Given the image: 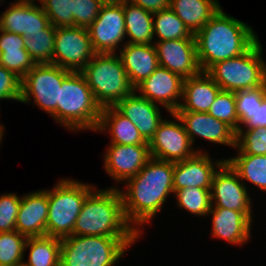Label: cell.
I'll list each match as a JSON object with an SVG mask.
<instances>
[{
    "label": "cell",
    "instance_id": "obj_1",
    "mask_svg": "<svg viewBox=\"0 0 266 266\" xmlns=\"http://www.w3.org/2000/svg\"><path fill=\"white\" fill-rule=\"evenodd\" d=\"M174 167L173 162L151 158L137 175L126 180L127 191L120 190L126 220L140 235L137 226L150 222L174 192Z\"/></svg>",
    "mask_w": 266,
    "mask_h": 266
},
{
    "label": "cell",
    "instance_id": "obj_2",
    "mask_svg": "<svg viewBox=\"0 0 266 266\" xmlns=\"http://www.w3.org/2000/svg\"><path fill=\"white\" fill-rule=\"evenodd\" d=\"M194 37L197 60L203 72L217 62L240 56L258 40L250 26L221 8Z\"/></svg>",
    "mask_w": 266,
    "mask_h": 266
},
{
    "label": "cell",
    "instance_id": "obj_3",
    "mask_svg": "<svg viewBox=\"0 0 266 266\" xmlns=\"http://www.w3.org/2000/svg\"><path fill=\"white\" fill-rule=\"evenodd\" d=\"M94 189L85 199L73 235L139 237L124 215L120 189Z\"/></svg>",
    "mask_w": 266,
    "mask_h": 266
},
{
    "label": "cell",
    "instance_id": "obj_4",
    "mask_svg": "<svg viewBox=\"0 0 266 266\" xmlns=\"http://www.w3.org/2000/svg\"><path fill=\"white\" fill-rule=\"evenodd\" d=\"M101 106L95 100L82 72H70L62 82L57 104V122L70 130L96 131Z\"/></svg>",
    "mask_w": 266,
    "mask_h": 266
},
{
    "label": "cell",
    "instance_id": "obj_5",
    "mask_svg": "<svg viewBox=\"0 0 266 266\" xmlns=\"http://www.w3.org/2000/svg\"><path fill=\"white\" fill-rule=\"evenodd\" d=\"M138 238L71 235L61 240L60 266H113Z\"/></svg>",
    "mask_w": 266,
    "mask_h": 266
},
{
    "label": "cell",
    "instance_id": "obj_6",
    "mask_svg": "<svg viewBox=\"0 0 266 266\" xmlns=\"http://www.w3.org/2000/svg\"><path fill=\"white\" fill-rule=\"evenodd\" d=\"M117 55L96 53L81 71L101 108L115 106L135 91Z\"/></svg>",
    "mask_w": 266,
    "mask_h": 266
},
{
    "label": "cell",
    "instance_id": "obj_7",
    "mask_svg": "<svg viewBox=\"0 0 266 266\" xmlns=\"http://www.w3.org/2000/svg\"><path fill=\"white\" fill-rule=\"evenodd\" d=\"M94 186L70 179H61L53 190H46L49 212L46 235L64 240L73 235V228L86 197Z\"/></svg>",
    "mask_w": 266,
    "mask_h": 266
},
{
    "label": "cell",
    "instance_id": "obj_8",
    "mask_svg": "<svg viewBox=\"0 0 266 266\" xmlns=\"http://www.w3.org/2000/svg\"><path fill=\"white\" fill-rule=\"evenodd\" d=\"M259 39L240 56L217 62L206 73L223 91L237 92L266 86V63Z\"/></svg>",
    "mask_w": 266,
    "mask_h": 266
},
{
    "label": "cell",
    "instance_id": "obj_9",
    "mask_svg": "<svg viewBox=\"0 0 266 266\" xmlns=\"http://www.w3.org/2000/svg\"><path fill=\"white\" fill-rule=\"evenodd\" d=\"M71 71L54 64H36L23 78L20 102L29 103L34 97L36 106L57 121V104L62 82Z\"/></svg>",
    "mask_w": 266,
    "mask_h": 266
},
{
    "label": "cell",
    "instance_id": "obj_10",
    "mask_svg": "<svg viewBox=\"0 0 266 266\" xmlns=\"http://www.w3.org/2000/svg\"><path fill=\"white\" fill-rule=\"evenodd\" d=\"M96 53L87 28L57 27L53 64L72 72H81Z\"/></svg>",
    "mask_w": 266,
    "mask_h": 266
},
{
    "label": "cell",
    "instance_id": "obj_11",
    "mask_svg": "<svg viewBox=\"0 0 266 266\" xmlns=\"http://www.w3.org/2000/svg\"><path fill=\"white\" fill-rule=\"evenodd\" d=\"M170 114L177 122L163 119L148 145L151 158L176 163L194 156L201 150H193L182 121L175 113Z\"/></svg>",
    "mask_w": 266,
    "mask_h": 266
},
{
    "label": "cell",
    "instance_id": "obj_12",
    "mask_svg": "<svg viewBox=\"0 0 266 266\" xmlns=\"http://www.w3.org/2000/svg\"><path fill=\"white\" fill-rule=\"evenodd\" d=\"M215 171L211 184L212 208L251 214V197L238 173L225 160Z\"/></svg>",
    "mask_w": 266,
    "mask_h": 266
},
{
    "label": "cell",
    "instance_id": "obj_13",
    "mask_svg": "<svg viewBox=\"0 0 266 266\" xmlns=\"http://www.w3.org/2000/svg\"><path fill=\"white\" fill-rule=\"evenodd\" d=\"M87 30L95 53H115L126 37L123 3L102 6L98 17Z\"/></svg>",
    "mask_w": 266,
    "mask_h": 266
},
{
    "label": "cell",
    "instance_id": "obj_14",
    "mask_svg": "<svg viewBox=\"0 0 266 266\" xmlns=\"http://www.w3.org/2000/svg\"><path fill=\"white\" fill-rule=\"evenodd\" d=\"M183 82L184 79L180 75L159 65L135 91L152 103L163 105L168 112L175 113L182 99Z\"/></svg>",
    "mask_w": 266,
    "mask_h": 266
},
{
    "label": "cell",
    "instance_id": "obj_15",
    "mask_svg": "<svg viewBox=\"0 0 266 266\" xmlns=\"http://www.w3.org/2000/svg\"><path fill=\"white\" fill-rule=\"evenodd\" d=\"M158 63L183 79L201 72L195 38L155 41Z\"/></svg>",
    "mask_w": 266,
    "mask_h": 266
},
{
    "label": "cell",
    "instance_id": "obj_16",
    "mask_svg": "<svg viewBox=\"0 0 266 266\" xmlns=\"http://www.w3.org/2000/svg\"><path fill=\"white\" fill-rule=\"evenodd\" d=\"M104 155L105 170L117 183L137 175L151 159L149 145L110 144Z\"/></svg>",
    "mask_w": 266,
    "mask_h": 266
},
{
    "label": "cell",
    "instance_id": "obj_17",
    "mask_svg": "<svg viewBox=\"0 0 266 266\" xmlns=\"http://www.w3.org/2000/svg\"><path fill=\"white\" fill-rule=\"evenodd\" d=\"M36 0H18L10 4L0 17V30L15 34L42 32L50 20L42 7L33 3Z\"/></svg>",
    "mask_w": 266,
    "mask_h": 266
},
{
    "label": "cell",
    "instance_id": "obj_18",
    "mask_svg": "<svg viewBox=\"0 0 266 266\" xmlns=\"http://www.w3.org/2000/svg\"><path fill=\"white\" fill-rule=\"evenodd\" d=\"M224 161L225 159L212 163L208 154L197 152L190 158L176 162L173 173L174 191L192 187L211 189L216 170L214 167L218 168Z\"/></svg>",
    "mask_w": 266,
    "mask_h": 266
},
{
    "label": "cell",
    "instance_id": "obj_19",
    "mask_svg": "<svg viewBox=\"0 0 266 266\" xmlns=\"http://www.w3.org/2000/svg\"><path fill=\"white\" fill-rule=\"evenodd\" d=\"M175 114L182 121L192 145L194 136H200L215 144L219 143L235 148L236 132L229 125L207 112H175Z\"/></svg>",
    "mask_w": 266,
    "mask_h": 266
},
{
    "label": "cell",
    "instance_id": "obj_20",
    "mask_svg": "<svg viewBox=\"0 0 266 266\" xmlns=\"http://www.w3.org/2000/svg\"><path fill=\"white\" fill-rule=\"evenodd\" d=\"M48 212V195L44 189L23 195L16 217V231L27 238L46 236Z\"/></svg>",
    "mask_w": 266,
    "mask_h": 266
},
{
    "label": "cell",
    "instance_id": "obj_21",
    "mask_svg": "<svg viewBox=\"0 0 266 266\" xmlns=\"http://www.w3.org/2000/svg\"><path fill=\"white\" fill-rule=\"evenodd\" d=\"M114 107L136 125L147 142L153 137L163 120L159 106L147 98L136 95L135 91L120 100Z\"/></svg>",
    "mask_w": 266,
    "mask_h": 266
},
{
    "label": "cell",
    "instance_id": "obj_22",
    "mask_svg": "<svg viewBox=\"0 0 266 266\" xmlns=\"http://www.w3.org/2000/svg\"><path fill=\"white\" fill-rule=\"evenodd\" d=\"M220 91V86L206 72L186 78L182 90L184 102L176 112L206 113Z\"/></svg>",
    "mask_w": 266,
    "mask_h": 266
},
{
    "label": "cell",
    "instance_id": "obj_23",
    "mask_svg": "<svg viewBox=\"0 0 266 266\" xmlns=\"http://www.w3.org/2000/svg\"><path fill=\"white\" fill-rule=\"evenodd\" d=\"M119 51L122 64L130 83L136 88L159 66L154 44L126 43Z\"/></svg>",
    "mask_w": 266,
    "mask_h": 266
},
{
    "label": "cell",
    "instance_id": "obj_24",
    "mask_svg": "<svg viewBox=\"0 0 266 266\" xmlns=\"http://www.w3.org/2000/svg\"><path fill=\"white\" fill-rule=\"evenodd\" d=\"M212 235L225 239L231 244H243L250 238L252 214L226 208H211Z\"/></svg>",
    "mask_w": 266,
    "mask_h": 266
},
{
    "label": "cell",
    "instance_id": "obj_25",
    "mask_svg": "<svg viewBox=\"0 0 266 266\" xmlns=\"http://www.w3.org/2000/svg\"><path fill=\"white\" fill-rule=\"evenodd\" d=\"M97 130L98 132L101 131V133L108 130L111 135L110 144L148 145L136 125L122 115L114 106L102 108Z\"/></svg>",
    "mask_w": 266,
    "mask_h": 266
},
{
    "label": "cell",
    "instance_id": "obj_26",
    "mask_svg": "<svg viewBox=\"0 0 266 266\" xmlns=\"http://www.w3.org/2000/svg\"><path fill=\"white\" fill-rule=\"evenodd\" d=\"M0 32V65L22 79L36 63L25 50L24 38L21 34L4 30Z\"/></svg>",
    "mask_w": 266,
    "mask_h": 266
},
{
    "label": "cell",
    "instance_id": "obj_27",
    "mask_svg": "<svg viewBox=\"0 0 266 266\" xmlns=\"http://www.w3.org/2000/svg\"><path fill=\"white\" fill-rule=\"evenodd\" d=\"M169 8L195 35L221 6L217 0H170Z\"/></svg>",
    "mask_w": 266,
    "mask_h": 266
},
{
    "label": "cell",
    "instance_id": "obj_28",
    "mask_svg": "<svg viewBox=\"0 0 266 266\" xmlns=\"http://www.w3.org/2000/svg\"><path fill=\"white\" fill-rule=\"evenodd\" d=\"M126 36L130 44H153L154 24L153 13L128 0L123 2Z\"/></svg>",
    "mask_w": 266,
    "mask_h": 266
},
{
    "label": "cell",
    "instance_id": "obj_29",
    "mask_svg": "<svg viewBox=\"0 0 266 266\" xmlns=\"http://www.w3.org/2000/svg\"><path fill=\"white\" fill-rule=\"evenodd\" d=\"M29 248V259L24 266H60L61 240L50 237H29L25 249Z\"/></svg>",
    "mask_w": 266,
    "mask_h": 266
},
{
    "label": "cell",
    "instance_id": "obj_30",
    "mask_svg": "<svg viewBox=\"0 0 266 266\" xmlns=\"http://www.w3.org/2000/svg\"><path fill=\"white\" fill-rule=\"evenodd\" d=\"M225 160L241 180H248L260 190L266 191V155L238 154L237 157Z\"/></svg>",
    "mask_w": 266,
    "mask_h": 266
},
{
    "label": "cell",
    "instance_id": "obj_31",
    "mask_svg": "<svg viewBox=\"0 0 266 266\" xmlns=\"http://www.w3.org/2000/svg\"><path fill=\"white\" fill-rule=\"evenodd\" d=\"M56 27L51 23L42 32L23 34L25 50L36 64H53Z\"/></svg>",
    "mask_w": 266,
    "mask_h": 266
},
{
    "label": "cell",
    "instance_id": "obj_32",
    "mask_svg": "<svg viewBox=\"0 0 266 266\" xmlns=\"http://www.w3.org/2000/svg\"><path fill=\"white\" fill-rule=\"evenodd\" d=\"M153 17L154 35L159 37V41L195 38L171 8L153 13Z\"/></svg>",
    "mask_w": 266,
    "mask_h": 266
},
{
    "label": "cell",
    "instance_id": "obj_33",
    "mask_svg": "<svg viewBox=\"0 0 266 266\" xmlns=\"http://www.w3.org/2000/svg\"><path fill=\"white\" fill-rule=\"evenodd\" d=\"M177 206L199 216H206L212 208L211 189L199 187L185 188L174 191Z\"/></svg>",
    "mask_w": 266,
    "mask_h": 266
},
{
    "label": "cell",
    "instance_id": "obj_34",
    "mask_svg": "<svg viewBox=\"0 0 266 266\" xmlns=\"http://www.w3.org/2000/svg\"><path fill=\"white\" fill-rule=\"evenodd\" d=\"M27 237L16 230L0 232V266L23 264Z\"/></svg>",
    "mask_w": 266,
    "mask_h": 266
},
{
    "label": "cell",
    "instance_id": "obj_35",
    "mask_svg": "<svg viewBox=\"0 0 266 266\" xmlns=\"http://www.w3.org/2000/svg\"><path fill=\"white\" fill-rule=\"evenodd\" d=\"M229 125L235 132L239 129L235 92L221 90L207 112Z\"/></svg>",
    "mask_w": 266,
    "mask_h": 266
},
{
    "label": "cell",
    "instance_id": "obj_36",
    "mask_svg": "<svg viewBox=\"0 0 266 266\" xmlns=\"http://www.w3.org/2000/svg\"><path fill=\"white\" fill-rule=\"evenodd\" d=\"M238 154L266 155V127H256L236 132V146Z\"/></svg>",
    "mask_w": 266,
    "mask_h": 266
},
{
    "label": "cell",
    "instance_id": "obj_37",
    "mask_svg": "<svg viewBox=\"0 0 266 266\" xmlns=\"http://www.w3.org/2000/svg\"><path fill=\"white\" fill-rule=\"evenodd\" d=\"M266 95V86L256 89L241 90L235 92L236 107L240 124L244 125L253 116V113L262 104V99Z\"/></svg>",
    "mask_w": 266,
    "mask_h": 266
},
{
    "label": "cell",
    "instance_id": "obj_38",
    "mask_svg": "<svg viewBox=\"0 0 266 266\" xmlns=\"http://www.w3.org/2000/svg\"><path fill=\"white\" fill-rule=\"evenodd\" d=\"M40 3L54 27L73 26L72 0H40Z\"/></svg>",
    "mask_w": 266,
    "mask_h": 266
},
{
    "label": "cell",
    "instance_id": "obj_39",
    "mask_svg": "<svg viewBox=\"0 0 266 266\" xmlns=\"http://www.w3.org/2000/svg\"><path fill=\"white\" fill-rule=\"evenodd\" d=\"M102 6L97 0H72L73 26L88 28L98 17Z\"/></svg>",
    "mask_w": 266,
    "mask_h": 266
},
{
    "label": "cell",
    "instance_id": "obj_40",
    "mask_svg": "<svg viewBox=\"0 0 266 266\" xmlns=\"http://www.w3.org/2000/svg\"><path fill=\"white\" fill-rule=\"evenodd\" d=\"M21 203V196L7 193L0 196V232L16 230V217Z\"/></svg>",
    "mask_w": 266,
    "mask_h": 266
},
{
    "label": "cell",
    "instance_id": "obj_41",
    "mask_svg": "<svg viewBox=\"0 0 266 266\" xmlns=\"http://www.w3.org/2000/svg\"><path fill=\"white\" fill-rule=\"evenodd\" d=\"M22 79L0 65V99L20 102Z\"/></svg>",
    "mask_w": 266,
    "mask_h": 266
},
{
    "label": "cell",
    "instance_id": "obj_42",
    "mask_svg": "<svg viewBox=\"0 0 266 266\" xmlns=\"http://www.w3.org/2000/svg\"><path fill=\"white\" fill-rule=\"evenodd\" d=\"M244 126L247 128L245 130H251L256 127H266V95L262 99V104L257 107L253 116L248 120Z\"/></svg>",
    "mask_w": 266,
    "mask_h": 266
},
{
    "label": "cell",
    "instance_id": "obj_43",
    "mask_svg": "<svg viewBox=\"0 0 266 266\" xmlns=\"http://www.w3.org/2000/svg\"><path fill=\"white\" fill-rule=\"evenodd\" d=\"M146 11L156 13L170 7V0H128Z\"/></svg>",
    "mask_w": 266,
    "mask_h": 266
},
{
    "label": "cell",
    "instance_id": "obj_44",
    "mask_svg": "<svg viewBox=\"0 0 266 266\" xmlns=\"http://www.w3.org/2000/svg\"><path fill=\"white\" fill-rule=\"evenodd\" d=\"M99 1L103 6H110V5H119L122 4L125 0H97Z\"/></svg>",
    "mask_w": 266,
    "mask_h": 266
},
{
    "label": "cell",
    "instance_id": "obj_45",
    "mask_svg": "<svg viewBox=\"0 0 266 266\" xmlns=\"http://www.w3.org/2000/svg\"><path fill=\"white\" fill-rule=\"evenodd\" d=\"M3 129H4V127L0 124V142H2V136H3V132H4Z\"/></svg>",
    "mask_w": 266,
    "mask_h": 266
}]
</instances>
